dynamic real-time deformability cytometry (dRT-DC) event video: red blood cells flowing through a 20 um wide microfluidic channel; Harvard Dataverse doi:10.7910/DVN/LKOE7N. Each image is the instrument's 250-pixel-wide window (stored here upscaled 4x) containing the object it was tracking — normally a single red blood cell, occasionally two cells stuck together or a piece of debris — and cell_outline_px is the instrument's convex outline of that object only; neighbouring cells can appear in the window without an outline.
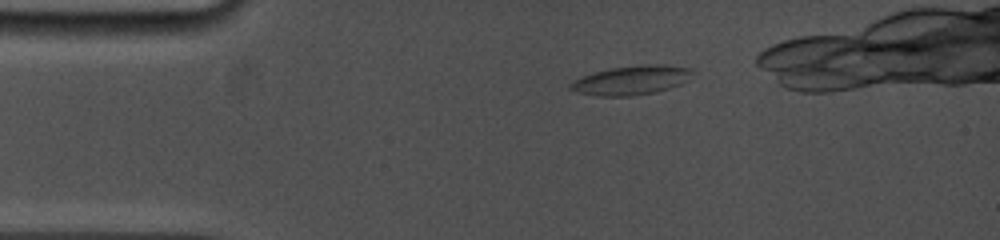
{"species": "common noctule bat (a hibernating species)", "species_latin": "Nyctalus noctula", "temperature_condition": "cold", "stored_images_in_passage": 3, "camera_frame_rate_fps": 5000, "um_per_image_px": 0.085, "animal": {"sex": "female", "body_mass_g": 19.0, "forearm_length_mm": 53.3}, "frame": {"image": 1, "passage_image": 1, "time_ms": 0.0, "image_size_px": [1000, 240], "cell_outline_px": [[692, 72], [680, 84], [656, 92], [632, 96], [600, 96], [576, 92], [568, 88], [568, 84], [572, 80], [596, 72], [612, 68], [644, 64], [656, 64], [688, 68]], "centroid_in_image_um": [53.57, 6.83], "position_along_channel_um": 31.4, "area_um2": 20.29}}